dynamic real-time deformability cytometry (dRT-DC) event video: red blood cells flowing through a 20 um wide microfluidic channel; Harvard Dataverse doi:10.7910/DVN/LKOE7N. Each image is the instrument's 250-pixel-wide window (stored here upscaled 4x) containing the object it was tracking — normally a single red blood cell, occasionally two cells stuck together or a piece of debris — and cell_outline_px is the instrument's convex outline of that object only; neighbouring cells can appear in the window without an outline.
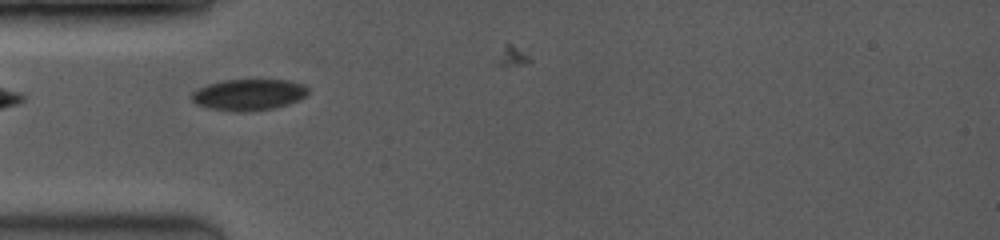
{"species": "common noctule bat (a hibernating species)", "species_latin": "Nyctalus noctula", "temperature_condition": "room temperature", "stored_images_in_passage": 5, "camera_frame_rate_fps": 3500, "um_per_image_px": 0.085, "animal": {"sex": "female", "body_mass_g": 19.0, "forearm_length_mm": 53.3}, "frame": {"image": 1, "passage_image": 1, "time_ms": 0.0, "image_size_px": [1000, 240], "cell_outline_px": [[308, 92], [300, 100], [276, 108], [252, 112], [236, 112], [212, 108], [196, 104], [192, 100], [192, 92], [196, 88], [208, 84], [224, 80], [288, 80], [304, 84], [308, 88]], "centroid_in_image_um": [21.16, 8.05], "position_along_channel_um": 63.8, "area_um2": 21.39}}
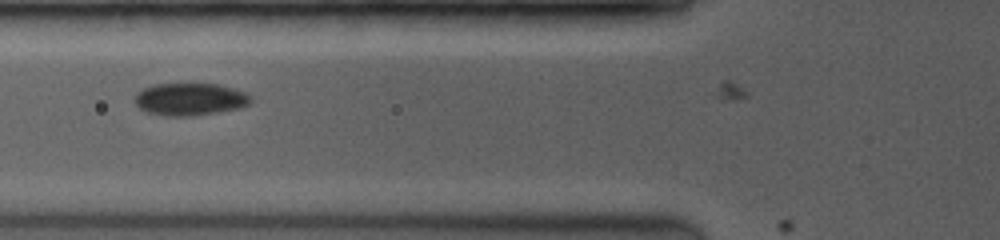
{"frame": {"image": 2, "passage_image": 3, "time_ms": 1.143, "image_size_px": [1000, 240], "cell_outline_px": [[252, 100], [248, 104], [240, 108], [196, 116], [164, 116], [148, 112], [140, 108], [136, 104], [136, 96], [144, 88], [152, 84], [216, 84], [232, 88], [244, 92]], "centroid_in_image_um": [16.15, 8.45], "position_along_channel_um": 109.6, "area_um2": 21.68}}